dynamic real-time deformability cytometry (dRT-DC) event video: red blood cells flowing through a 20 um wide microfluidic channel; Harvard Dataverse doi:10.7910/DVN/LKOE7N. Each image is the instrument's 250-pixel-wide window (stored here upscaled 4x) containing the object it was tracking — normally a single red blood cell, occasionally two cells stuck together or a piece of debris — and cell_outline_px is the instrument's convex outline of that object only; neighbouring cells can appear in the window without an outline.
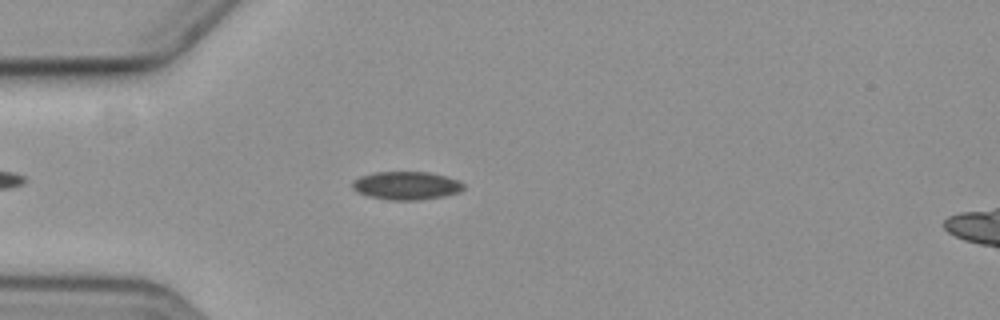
{"species": "common noctule bat (a hibernating species)", "species_latin": "Nyctalus noctula", "temperature_condition": "cold", "stored_images_in_passage": 1, "camera_frame_rate_fps": 3000, "um_per_image_px": 0.085, "animal": {"sex": "female", "body_mass_g": 19.3, "forearm_length_mm": 54.1}, "frame": {"image": 1, "passage_image": 1, "time_ms": 0.0, "image_size_px": [1000, 320], "cell_outline_px": [[464, 188], [460, 192], [444, 196], [420, 200], [388, 200], [368, 196], [356, 192], [352, 188], [352, 180], [360, 176], [372, 172], [428, 172], [444, 176], [456, 180], [464, 184]], "centroid_in_image_um": [34.49, 15.78], "position_along_channel_um": 50.5, "area_um2": 18.38}}